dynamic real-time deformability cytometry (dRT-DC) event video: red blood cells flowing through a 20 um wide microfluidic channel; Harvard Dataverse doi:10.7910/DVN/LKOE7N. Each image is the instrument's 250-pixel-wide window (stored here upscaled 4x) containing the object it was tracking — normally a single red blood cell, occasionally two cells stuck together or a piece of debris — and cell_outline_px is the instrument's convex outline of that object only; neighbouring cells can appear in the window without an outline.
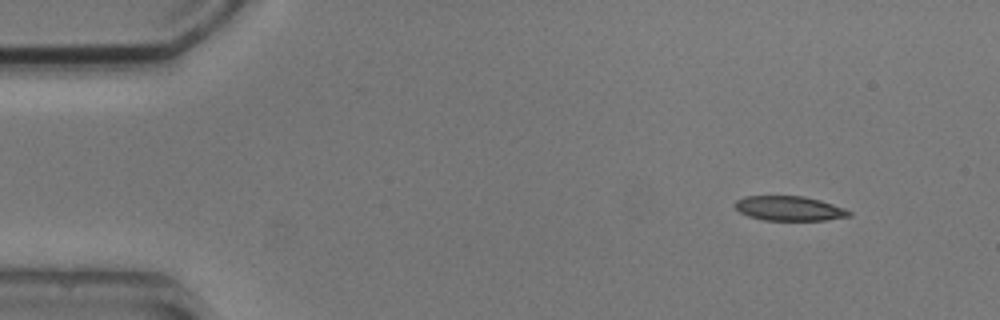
{"species": "common noctule bat (a hibernating species)", "species_latin": "Nyctalus noctula", "temperature_condition": "cold", "stored_images_in_passage": 8, "camera_frame_rate_fps": 3000, "um_per_image_px": 0.085, "animal": {"sex": "male", "body_mass_g": 20.5, "forearm_length_mm": 52.5}, "frame": {"image": 1, "passage_image": 1, "time_ms": 0.0, "image_size_px": [1000, 320], "cell_outline_px": [[852, 216], [828, 220], [764, 220], [748, 216], [740, 212], [732, 204], [736, 200], [744, 196], [804, 196], [820, 200], [844, 208], [852, 212]], "centroid_in_image_um": [67.08, 17.71], "position_along_channel_um": 17.9, "area_um2": 16.47}}
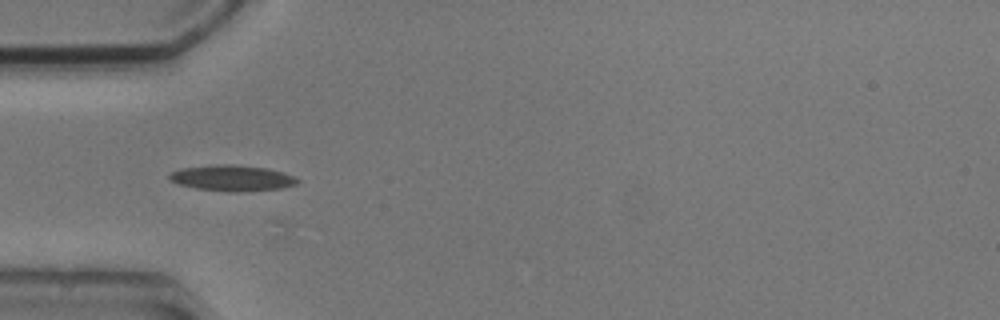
{"frame": {"image": 2, "passage_image": 4, "time_ms": 3.667, "image_size_px": [1000, 320], "cell_outline_px": [[300, 180], [296, 184], [280, 188], [236, 192], [228, 192], [196, 188], [180, 184], [172, 180], [168, 176], [168, 172], [180, 168], [216, 164], [236, 164], [268, 168], [284, 172], [296, 176]], "centroid_in_image_um": [19.74, 15.12], "position_along_channel_um": 65.3, "area_um2": 19.48}}